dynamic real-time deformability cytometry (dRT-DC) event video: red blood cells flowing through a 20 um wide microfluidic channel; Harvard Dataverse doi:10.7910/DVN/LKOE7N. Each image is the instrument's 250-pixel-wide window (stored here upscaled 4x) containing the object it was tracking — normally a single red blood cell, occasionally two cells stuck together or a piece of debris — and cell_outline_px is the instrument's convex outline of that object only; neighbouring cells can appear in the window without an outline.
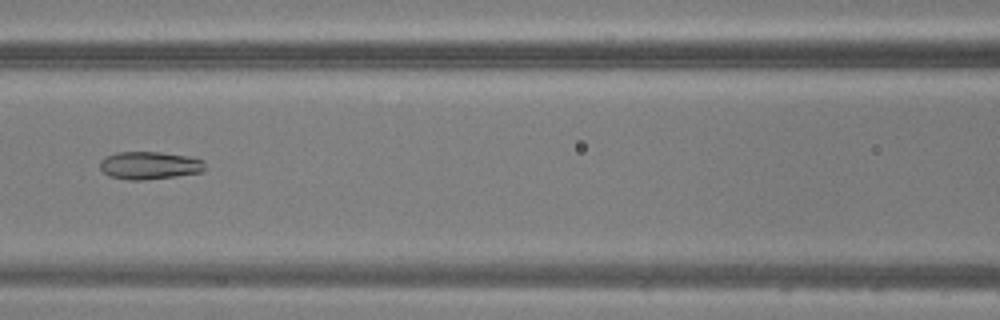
{"species": "common noctule bat (a hibernating species)", "species_latin": "Nyctalus noctula", "temperature_condition": "warm", "stored_images_in_passage": 44, "camera_frame_rate_fps": 3000, "um_per_image_px": 0.085, "animal": {"sex": "male", "body_mass_g": 20.5, "forearm_length_mm": 52.5}, "frame": {"image": 1, "passage_image": 18, "time_ms": 5.667, "image_size_px": [1000, 320], "cell_outline_px": [[204, 168], [200, 172], [176, 176], [144, 180], [128, 180], [108, 176], [100, 168], [100, 160], [116, 152], [160, 152], [188, 156], [204, 160]], "centroid_in_image_um": [12.69, 14.06], "position_along_channel_um": 153.9, "area_um2": 16.94}}
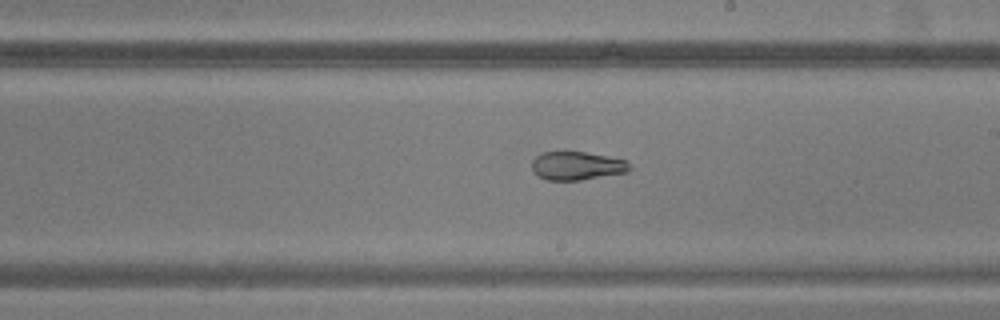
{"frame": {"image": 2, "passage_image": 24, "time_ms": 7.667, "image_size_px": [1000, 320], "cell_outline_px": [[632, 168], [628, 172], [580, 180], [548, 180], [540, 176], [532, 168], [532, 160], [540, 152], [584, 152], [608, 156], [624, 160]], "centroid_in_image_um": [49.04, 14.09], "position_along_channel_um": 240.0, "area_um2": 16.01}}
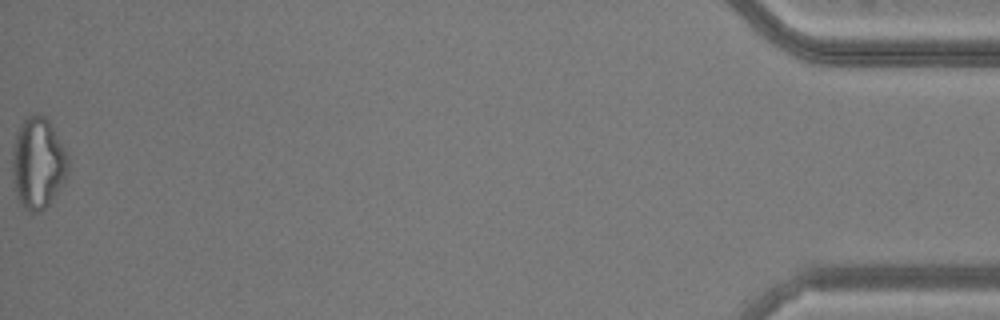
{"frame": {"image": 3, "passage_image": 44, "time_ms": 14.333, "image_size_px": [1000, 320], "cell_outline_px": [[68, 172], [64, 180], [52, 200], [40, 212], [32, 212], [24, 208], [20, 204], [16, 192], [12, 172], [12, 152], [16, 132], [20, 124], [32, 112], [36, 112], [44, 116], [48, 120], [64, 148], [68, 156]], "centroid_in_image_um": [3.21, 13.84], "position_along_channel_um": 432.0, "area_um2": 29.59}}